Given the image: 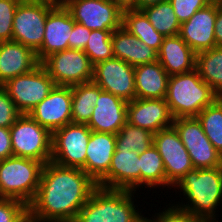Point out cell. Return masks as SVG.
I'll list each match as a JSON object with an SVG mask.
<instances>
[{
    "label": "cell",
    "instance_id": "cell-1",
    "mask_svg": "<svg viewBox=\"0 0 222 222\" xmlns=\"http://www.w3.org/2000/svg\"><path fill=\"white\" fill-rule=\"evenodd\" d=\"M96 188L97 183L82 169L47 162L28 205L29 222H74Z\"/></svg>",
    "mask_w": 222,
    "mask_h": 222
},
{
    "label": "cell",
    "instance_id": "cell-2",
    "mask_svg": "<svg viewBox=\"0 0 222 222\" xmlns=\"http://www.w3.org/2000/svg\"><path fill=\"white\" fill-rule=\"evenodd\" d=\"M180 192L186 199L176 206L185 209L196 217L208 222H218V208L222 204V167L197 169L193 168L187 172L172 187ZM180 190V191H179ZM219 206V207H218ZM217 209V210H216ZM217 218V219H216Z\"/></svg>",
    "mask_w": 222,
    "mask_h": 222
},
{
    "label": "cell",
    "instance_id": "cell-3",
    "mask_svg": "<svg viewBox=\"0 0 222 222\" xmlns=\"http://www.w3.org/2000/svg\"><path fill=\"white\" fill-rule=\"evenodd\" d=\"M134 194V191L97 187L74 222H145Z\"/></svg>",
    "mask_w": 222,
    "mask_h": 222
},
{
    "label": "cell",
    "instance_id": "cell-4",
    "mask_svg": "<svg viewBox=\"0 0 222 222\" xmlns=\"http://www.w3.org/2000/svg\"><path fill=\"white\" fill-rule=\"evenodd\" d=\"M218 97L194 69L169 77L165 100L176 119L196 117Z\"/></svg>",
    "mask_w": 222,
    "mask_h": 222
},
{
    "label": "cell",
    "instance_id": "cell-5",
    "mask_svg": "<svg viewBox=\"0 0 222 222\" xmlns=\"http://www.w3.org/2000/svg\"><path fill=\"white\" fill-rule=\"evenodd\" d=\"M43 166L40 161L18 156L0 160V198L28 206L38 190Z\"/></svg>",
    "mask_w": 222,
    "mask_h": 222
},
{
    "label": "cell",
    "instance_id": "cell-6",
    "mask_svg": "<svg viewBox=\"0 0 222 222\" xmlns=\"http://www.w3.org/2000/svg\"><path fill=\"white\" fill-rule=\"evenodd\" d=\"M9 129L13 156L35 159L44 165L51 161L52 133L29 114H21Z\"/></svg>",
    "mask_w": 222,
    "mask_h": 222
},
{
    "label": "cell",
    "instance_id": "cell-7",
    "mask_svg": "<svg viewBox=\"0 0 222 222\" xmlns=\"http://www.w3.org/2000/svg\"><path fill=\"white\" fill-rule=\"evenodd\" d=\"M56 4L52 0H21L13 19L12 41L21 43L36 53L43 44L48 12Z\"/></svg>",
    "mask_w": 222,
    "mask_h": 222
},
{
    "label": "cell",
    "instance_id": "cell-8",
    "mask_svg": "<svg viewBox=\"0 0 222 222\" xmlns=\"http://www.w3.org/2000/svg\"><path fill=\"white\" fill-rule=\"evenodd\" d=\"M44 67L39 64L31 72L9 79L2 86L21 114H29L55 87Z\"/></svg>",
    "mask_w": 222,
    "mask_h": 222
},
{
    "label": "cell",
    "instance_id": "cell-9",
    "mask_svg": "<svg viewBox=\"0 0 222 222\" xmlns=\"http://www.w3.org/2000/svg\"><path fill=\"white\" fill-rule=\"evenodd\" d=\"M86 124L69 123L52 132L51 161L85 172L86 148L91 136Z\"/></svg>",
    "mask_w": 222,
    "mask_h": 222
},
{
    "label": "cell",
    "instance_id": "cell-10",
    "mask_svg": "<svg viewBox=\"0 0 222 222\" xmlns=\"http://www.w3.org/2000/svg\"><path fill=\"white\" fill-rule=\"evenodd\" d=\"M56 85L72 87L93 79L94 65L83 50L56 52L40 63Z\"/></svg>",
    "mask_w": 222,
    "mask_h": 222
},
{
    "label": "cell",
    "instance_id": "cell-11",
    "mask_svg": "<svg viewBox=\"0 0 222 222\" xmlns=\"http://www.w3.org/2000/svg\"><path fill=\"white\" fill-rule=\"evenodd\" d=\"M197 169L222 167V156L215 149L196 117L176 118L173 125Z\"/></svg>",
    "mask_w": 222,
    "mask_h": 222
},
{
    "label": "cell",
    "instance_id": "cell-12",
    "mask_svg": "<svg viewBox=\"0 0 222 222\" xmlns=\"http://www.w3.org/2000/svg\"><path fill=\"white\" fill-rule=\"evenodd\" d=\"M75 22L90 30H111L122 26V10L111 0H65Z\"/></svg>",
    "mask_w": 222,
    "mask_h": 222
},
{
    "label": "cell",
    "instance_id": "cell-13",
    "mask_svg": "<svg viewBox=\"0 0 222 222\" xmlns=\"http://www.w3.org/2000/svg\"><path fill=\"white\" fill-rule=\"evenodd\" d=\"M102 91L130 102L136 98L134 66L118 58L98 62L93 68V79Z\"/></svg>",
    "mask_w": 222,
    "mask_h": 222
},
{
    "label": "cell",
    "instance_id": "cell-14",
    "mask_svg": "<svg viewBox=\"0 0 222 222\" xmlns=\"http://www.w3.org/2000/svg\"><path fill=\"white\" fill-rule=\"evenodd\" d=\"M153 145L162 157L166 181L172 187L194 168L189 153L173 126L156 132Z\"/></svg>",
    "mask_w": 222,
    "mask_h": 222
},
{
    "label": "cell",
    "instance_id": "cell-15",
    "mask_svg": "<svg viewBox=\"0 0 222 222\" xmlns=\"http://www.w3.org/2000/svg\"><path fill=\"white\" fill-rule=\"evenodd\" d=\"M97 187L137 192L141 189L139 153L130 150H115L108 173L97 183Z\"/></svg>",
    "mask_w": 222,
    "mask_h": 222
},
{
    "label": "cell",
    "instance_id": "cell-16",
    "mask_svg": "<svg viewBox=\"0 0 222 222\" xmlns=\"http://www.w3.org/2000/svg\"><path fill=\"white\" fill-rule=\"evenodd\" d=\"M29 115L51 133L72 123L71 87L55 85L49 95Z\"/></svg>",
    "mask_w": 222,
    "mask_h": 222
},
{
    "label": "cell",
    "instance_id": "cell-17",
    "mask_svg": "<svg viewBox=\"0 0 222 222\" xmlns=\"http://www.w3.org/2000/svg\"><path fill=\"white\" fill-rule=\"evenodd\" d=\"M75 21L63 3H57L47 15L43 44L36 52L39 63L53 53L69 49V36Z\"/></svg>",
    "mask_w": 222,
    "mask_h": 222
},
{
    "label": "cell",
    "instance_id": "cell-18",
    "mask_svg": "<svg viewBox=\"0 0 222 222\" xmlns=\"http://www.w3.org/2000/svg\"><path fill=\"white\" fill-rule=\"evenodd\" d=\"M217 9L218 5L210 3L180 25L179 36L195 53L216 46L214 25Z\"/></svg>",
    "mask_w": 222,
    "mask_h": 222
},
{
    "label": "cell",
    "instance_id": "cell-19",
    "mask_svg": "<svg viewBox=\"0 0 222 222\" xmlns=\"http://www.w3.org/2000/svg\"><path fill=\"white\" fill-rule=\"evenodd\" d=\"M127 122L153 134L173 125L174 117L165 99H138L127 104Z\"/></svg>",
    "mask_w": 222,
    "mask_h": 222
},
{
    "label": "cell",
    "instance_id": "cell-20",
    "mask_svg": "<svg viewBox=\"0 0 222 222\" xmlns=\"http://www.w3.org/2000/svg\"><path fill=\"white\" fill-rule=\"evenodd\" d=\"M127 104L116 95L102 91L86 125L92 131L116 135L127 122Z\"/></svg>",
    "mask_w": 222,
    "mask_h": 222
},
{
    "label": "cell",
    "instance_id": "cell-21",
    "mask_svg": "<svg viewBox=\"0 0 222 222\" xmlns=\"http://www.w3.org/2000/svg\"><path fill=\"white\" fill-rule=\"evenodd\" d=\"M39 64L31 48L15 41L0 42V86L9 79L31 72Z\"/></svg>",
    "mask_w": 222,
    "mask_h": 222
},
{
    "label": "cell",
    "instance_id": "cell-22",
    "mask_svg": "<svg viewBox=\"0 0 222 222\" xmlns=\"http://www.w3.org/2000/svg\"><path fill=\"white\" fill-rule=\"evenodd\" d=\"M116 150V135L91 131L86 148L85 172L98 183L109 170Z\"/></svg>",
    "mask_w": 222,
    "mask_h": 222
},
{
    "label": "cell",
    "instance_id": "cell-23",
    "mask_svg": "<svg viewBox=\"0 0 222 222\" xmlns=\"http://www.w3.org/2000/svg\"><path fill=\"white\" fill-rule=\"evenodd\" d=\"M158 62L169 76L195 69L196 53L179 36L164 37L158 51Z\"/></svg>",
    "mask_w": 222,
    "mask_h": 222
},
{
    "label": "cell",
    "instance_id": "cell-24",
    "mask_svg": "<svg viewBox=\"0 0 222 222\" xmlns=\"http://www.w3.org/2000/svg\"><path fill=\"white\" fill-rule=\"evenodd\" d=\"M114 58L137 66L158 60V52L129 33L124 27L112 32L111 36Z\"/></svg>",
    "mask_w": 222,
    "mask_h": 222
},
{
    "label": "cell",
    "instance_id": "cell-25",
    "mask_svg": "<svg viewBox=\"0 0 222 222\" xmlns=\"http://www.w3.org/2000/svg\"><path fill=\"white\" fill-rule=\"evenodd\" d=\"M135 92L138 99H165L169 75L157 61L134 67Z\"/></svg>",
    "mask_w": 222,
    "mask_h": 222
},
{
    "label": "cell",
    "instance_id": "cell-26",
    "mask_svg": "<svg viewBox=\"0 0 222 222\" xmlns=\"http://www.w3.org/2000/svg\"><path fill=\"white\" fill-rule=\"evenodd\" d=\"M141 168V188L171 190L172 186L166 181L164 163L162 157L154 145L143 153H139ZM152 188V189H151ZM169 188V189H168Z\"/></svg>",
    "mask_w": 222,
    "mask_h": 222
},
{
    "label": "cell",
    "instance_id": "cell-27",
    "mask_svg": "<svg viewBox=\"0 0 222 222\" xmlns=\"http://www.w3.org/2000/svg\"><path fill=\"white\" fill-rule=\"evenodd\" d=\"M122 27L157 52L160 50L165 36L153 27L141 10H123Z\"/></svg>",
    "mask_w": 222,
    "mask_h": 222
},
{
    "label": "cell",
    "instance_id": "cell-28",
    "mask_svg": "<svg viewBox=\"0 0 222 222\" xmlns=\"http://www.w3.org/2000/svg\"><path fill=\"white\" fill-rule=\"evenodd\" d=\"M195 69L212 90L222 97V47L196 53Z\"/></svg>",
    "mask_w": 222,
    "mask_h": 222
},
{
    "label": "cell",
    "instance_id": "cell-29",
    "mask_svg": "<svg viewBox=\"0 0 222 222\" xmlns=\"http://www.w3.org/2000/svg\"><path fill=\"white\" fill-rule=\"evenodd\" d=\"M72 123L87 124L99 99L101 88L93 81L71 87Z\"/></svg>",
    "mask_w": 222,
    "mask_h": 222
},
{
    "label": "cell",
    "instance_id": "cell-30",
    "mask_svg": "<svg viewBox=\"0 0 222 222\" xmlns=\"http://www.w3.org/2000/svg\"><path fill=\"white\" fill-rule=\"evenodd\" d=\"M141 11L153 27L165 37L179 35L181 24L168 0L145 7Z\"/></svg>",
    "mask_w": 222,
    "mask_h": 222
},
{
    "label": "cell",
    "instance_id": "cell-31",
    "mask_svg": "<svg viewBox=\"0 0 222 222\" xmlns=\"http://www.w3.org/2000/svg\"><path fill=\"white\" fill-rule=\"evenodd\" d=\"M196 118L207 138L222 156V97L204 108Z\"/></svg>",
    "mask_w": 222,
    "mask_h": 222
},
{
    "label": "cell",
    "instance_id": "cell-32",
    "mask_svg": "<svg viewBox=\"0 0 222 222\" xmlns=\"http://www.w3.org/2000/svg\"><path fill=\"white\" fill-rule=\"evenodd\" d=\"M154 134L149 130L126 122L116 134V150H130L143 153L153 145Z\"/></svg>",
    "mask_w": 222,
    "mask_h": 222
},
{
    "label": "cell",
    "instance_id": "cell-33",
    "mask_svg": "<svg viewBox=\"0 0 222 222\" xmlns=\"http://www.w3.org/2000/svg\"><path fill=\"white\" fill-rule=\"evenodd\" d=\"M111 36V30H91L84 53L93 65L114 58Z\"/></svg>",
    "mask_w": 222,
    "mask_h": 222
},
{
    "label": "cell",
    "instance_id": "cell-34",
    "mask_svg": "<svg viewBox=\"0 0 222 222\" xmlns=\"http://www.w3.org/2000/svg\"><path fill=\"white\" fill-rule=\"evenodd\" d=\"M168 205L166 204L162 212L152 214L154 216L151 218L145 217V222H208L203 218L196 217L185 209L178 208L172 202Z\"/></svg>",
    "mask_w": 222,
    "mask_h": 222
},
{
    "label": "cell",
    "instance_id": "cell-35",
    "mask_svg": "<svg viewBox=\"0 0 222 222\" xmlns=\"http://www.w3.org/2000/svg\"><path fill=\"white\" fill-rule=\"evenodd\" d=\"M0 222H29L28 206L19 200L0 198Z\"/></svg>",
    "mask_w": 222,
    "mask_h": 222
},
{
    "label": "cell",
    "instance_id": "cell-36",
    "mask_svg": "<svg viewBox=\"0 0 222 222\" xmlns=\"http://www.w3.org/2000/svg\"><path fill=\"white\" fill-rule=\"evenodd\" d=\"M21 0H0V42L12 41L13 19Z\"/></svg>",
    "mask_w": 222,
    "mask_h": 222
},
{
    "label": "cell",
    "instance_id": "cell-37",
    "mask_svg": "<svg viewBox=\"0 0 222 222\" xmlns=\"http://www.w3.org/2000/svg\"><path fill=\"white\" fill-rule=\"evenodd\" d=\"M176 14L177 20L181 23L190 19L198 10L210 4L209 0H168Z\"/></svg>",
    "mask_w": 222,
    "mask_h": 222
},
{
    "label": "cell",
    "instance_id": "cell-38",
    "mask_svg": "<svg viewBox=\"0 0 222 222\" xmlns=\"http://www.w3.org/2000/svg\"><path fill=\"white\" fill-rule=\"evenodd\" d=\"M20 115L14 102L0 86V127L10 128Z\"/></svg>",
    "mask_w": 222,
    "mask_h": 222
},
{
    "label": "cell",
    "instance_id": "cell-39",
    "mask_svg": "<svg viewBox=\"0 0 222 222\" xmlns=\"http://www.w3.org/2000/svg\"><path fill=\"white\" fill-rule=\"evenodd\" d=\"M91 30L82 24L75 22L69 36V49L83 50L89 40Z\"/></svg>",
    "mask_w": 222,
    "mask_h": 222
},
{
    "label": "cell",
    "instance_id": "cell-40",
    "mask_svg": "<svg viewBox=\"0 0 222 222\" xmlns=\"http://www.w3.org/2000/svg\"><path fill=\"white\" fill-rule=\"evenodd\" d=\"M13 156L9 128L0 127V160Z\"/></svg>",
    "mask_w": 222,
    "mask_h": 222
},
{
    "label": "cell",
    "instance_id": "cell-41",
    "mask_svg": "<svg viewBox=\"0 0 222 222\" xmlns=\"http://www.w3.org/2000/svg\"><path fill=\"white\" fill-rule=\"evenodd\" d=\"M216 46L222 47V6L218 5L217 16L214 25Z\"/></svg>",
    "mask_w": 222,
    "mask_h": 222
},
{
    "label": "cell",
    "instance_id": "cell-42",
    "mask_svg": "<svg viewBox=\"0 0 222 222\" xmlns=\"http://www.w3.org/2000/svg\"><path fill=\"white\" fill-rule=\"evenodd\" d=\"M116 4L122 11L128 9L136 10V0H111Z\"/></svg>",
    "mask_w": 222,
    "mask_h": 222
},
{
    "label": "cell",
    "instance_id": "cell-43",
    "mask_svg": "<svg viewBox=\"0 0 222 222\" xmlns=\"http://www.w3.org/2000/svg\"><path fill=\"white\" fill-rule=\"evenodd\" d=\"M166 0H136V10H142L145 7L156 5Z\"/></svg>",
    "mask_w": 222,
    "mask_h": 222
},
{
    "label": "cell",
    "instance_id": "cell-44",
    "mask_svg": "<svg viewBox=\"0 0 222 222\" xmlns=\"http://www.w3.org/2000/svg\"><path fill=\"white\" fill-rule=\"evenodd\" d=\"M209 1L212 4L222 6V0H209Z\"/></svg>",
    "mask_w": 222,
    "mask_h": 222
},
{
    "label": "cell",
    "instance_id": "cell-45",
    "mask_svg": "<svg viewBox=\"0 0 222 222\" xmlns=\"http://www.w3.org/2000/svg\"><path fill=\"white\" fill-rule=\"evenodd\" d=\"M52 1H55L57 3H63L65 0H52Z\"/></svg>",
    "mask_w": 222,
    "mask_h": 222
}]
</instances>
